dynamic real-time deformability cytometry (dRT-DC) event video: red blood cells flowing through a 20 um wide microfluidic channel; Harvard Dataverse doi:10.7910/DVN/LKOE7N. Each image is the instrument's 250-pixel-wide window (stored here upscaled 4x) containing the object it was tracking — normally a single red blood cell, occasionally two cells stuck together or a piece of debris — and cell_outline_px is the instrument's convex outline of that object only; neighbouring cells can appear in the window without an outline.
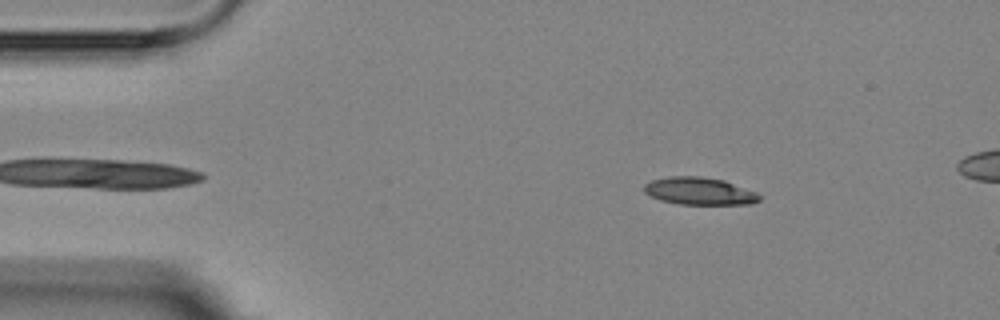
{"species": "Egyptian fruit bat (a non-hibernating species)", "species_latin": "Rousettus aegyptiacus", "temperature_condition": "room temperature", "stored_images_in_passage": 4, "camera_frame_rate_fps": 3000, "um_per_image_px": 0.085, "animal": {"sex": "female"}, "frame": {"image": 1, "passage_image": 1, "time_ms": 0.0, "image_size_px": [1000, 320], "cell_outline_px": [[760, 200], [752, 204], [680, 204], [660, 200], [644, 192], [644, 184], [652, 180], [668, 176], [700, 176], [724, 180], [756, 192], [760, 196]], "centroid_in_image_um": [59.44, 16.24], "position_along_channel_um": 25.6, "area_um2": 18.38}}